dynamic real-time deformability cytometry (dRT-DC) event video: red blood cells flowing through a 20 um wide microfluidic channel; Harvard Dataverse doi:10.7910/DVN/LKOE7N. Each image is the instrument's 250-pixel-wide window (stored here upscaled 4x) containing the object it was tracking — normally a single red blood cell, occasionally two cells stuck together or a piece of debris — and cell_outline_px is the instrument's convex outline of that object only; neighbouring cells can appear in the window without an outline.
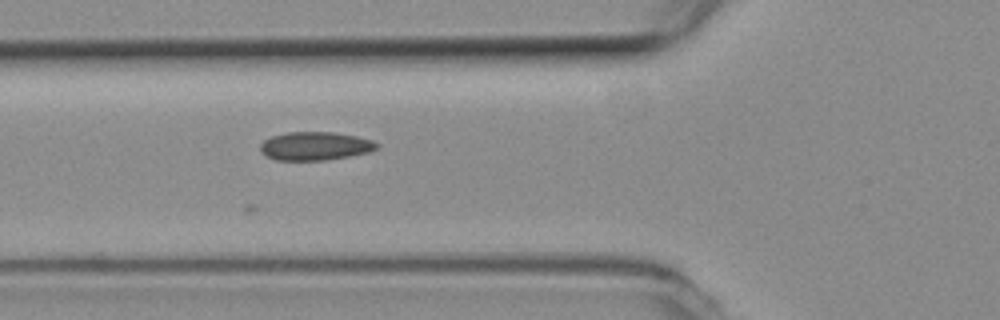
{"species": "common noctule bat (a hibernating species)", "species_latin": "Nyctalus noctula", "temperature_condition": "room temperature", "stored_images_in_passage": 19, "camera_frame_rate_fps": 3000, "um_per_image_px": 0.085, "animal": {"sex": "female", "body_mass_g": 19.3, "forearm_length_mm": 54.1}, "frame": {"image": 1, "passage_image": 3, "time_ms": 0.667, "image_size_px": [1000, 320], "cell_outline_px": [[380, 144], [376, 148], [368, 152], [348, 156], [324, 160], [276, 160], [260, 152], [260, 144], [264, 140], [272, 136], [288, 132], [332, 132], [356, 136], [372, 140]], "centroid_in_image_um": [26.77, 12.41], "position_along_channel_um": 99.0, "area_um2": 19.13}}
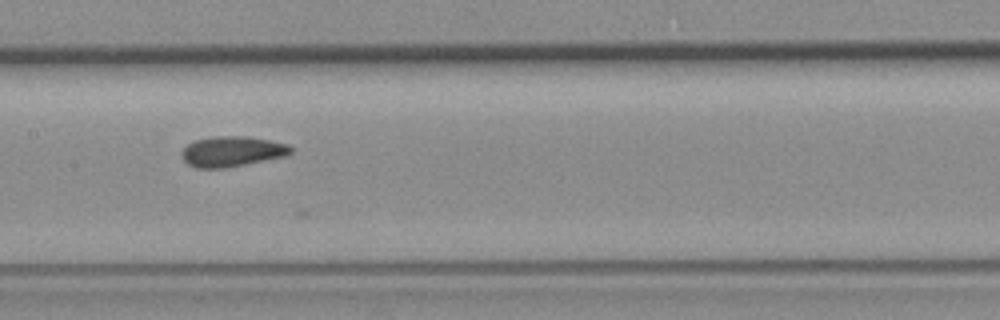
{"frame": {"image": 2, "passage_image": 10, "time_ms": 3.0, "image_size_px": [1000, 320], "cell_outline_px": [[292, 152], [284, 156], [224, 168], [196, 168], [188, 164], [184, 160], [180, 152], [188, 144], [196, 140], [216, 136], [248, 136], [288, 144], [292, 148]], "centroid_in_image_um": [19.7, 12.87], "position_along_channel_um": 187.7, "area_um2": 19.07}}
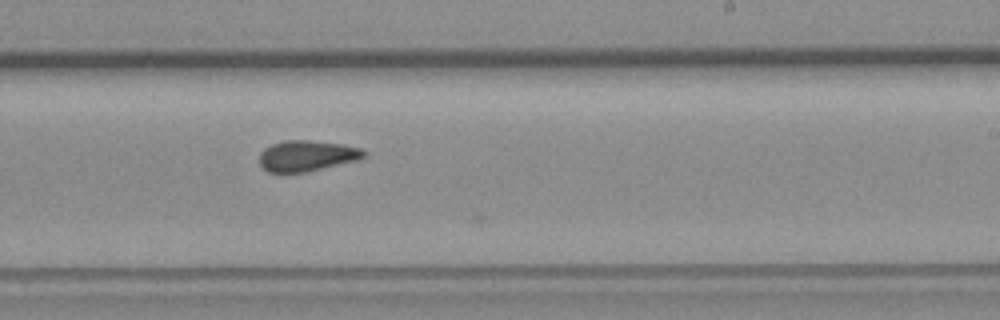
{"frame": {"image": 3, "passage_image": 16, "time_ms": 5.0, "image_size_px": [1000, 320], "cell_outline_px": [[364, 156], [356, 160], [304, 172], [268, 172], [260, 164], [260, 152], [264, 148], [272, 144], [284, 140], [308, 140], [340, 144], [360, 148], [364, 152]], "centroid_in_image_um": [26.02, 13.23], "position_along_channel_um": 263.0, "area_um2": 18.32}}